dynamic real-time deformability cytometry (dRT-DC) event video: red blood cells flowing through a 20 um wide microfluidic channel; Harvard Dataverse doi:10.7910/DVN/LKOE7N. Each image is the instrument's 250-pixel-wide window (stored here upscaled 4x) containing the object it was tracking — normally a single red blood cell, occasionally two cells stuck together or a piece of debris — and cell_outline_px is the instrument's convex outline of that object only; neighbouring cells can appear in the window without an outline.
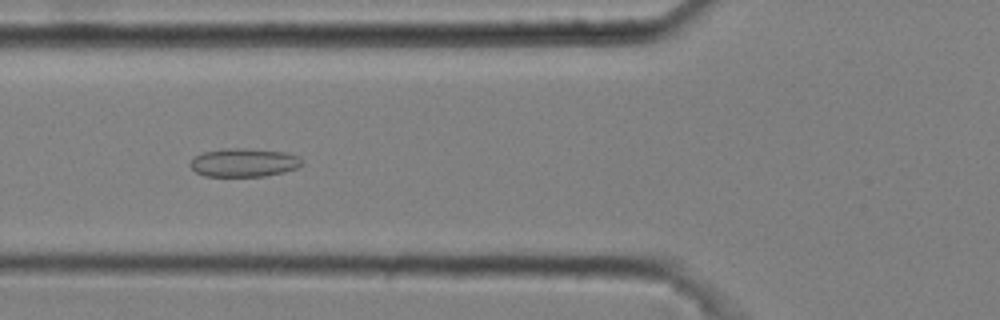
{"species": "common noctule bat (a hibernating species)", "species_latin": "Nyctalus noctula", "temperature_condition": "cold", "stored_images_in_passage": 10, "camera_frame_rate_fps": 3000, "um_per_image_px": 0.085, "animal": {"sex": "male", "body_mass_g": 20.4}, "frame": {"image": 1, "passage_image": 5, "time_ms": 1.333, "image_size_px": [1000, 320], "cell_outline_px": [[304, 164], [296, 168], [284, 172], [264, 176], [204, 176], [196, 172], [188, 164], [196, 156], [204, 152], [224, 148], [244, 148], [288, 152], [300, 156]], "centroid_in_image_um": [20.77, 13.81], "position_along_channel_um": 105.0, "area_um2": 18.67}}
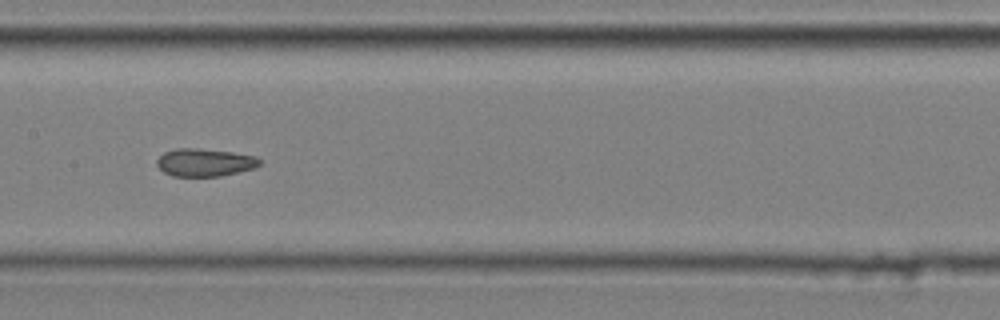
{"frame": {"image": 2, "passage_image": 7, "time_ms": 2.0, "image_size_px": [1000, 320], "cell_outline_px": [[260, 164], [256, 168], [220, 176], [172, 176], [164, 172], [156, 164], [156, 160], [164, 152], [176, 148], [200, 148], [232, 152], [256, 156], [260, 160]], "centroid_in_image_um": [17.4, 13.8], "position_along_channel_um": 190.0, "area_um2": 16.7}}
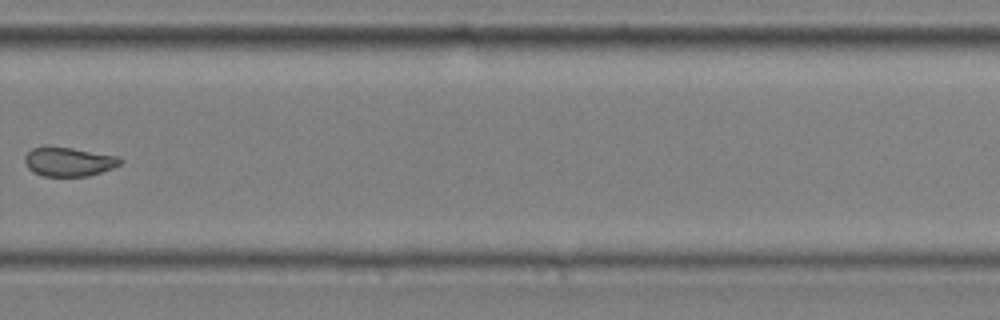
{"frame": {"image": 3, "passage_image": 10, "time_ms": 3.0, "image_size_px": [1000, 320], "cell_outline_px": [[124, 160], [120, 164], [112, 168], [88, 176], [44, 176], [32, 172], [28, 168], [24, 160], [24, 156], [32, 148], [44, 144], [48, 144], [120, 156]], "centroid_in_image_um": [5.81, 13.71], "position_along_channel_um": 324.0, "area_um2": 16.59}}